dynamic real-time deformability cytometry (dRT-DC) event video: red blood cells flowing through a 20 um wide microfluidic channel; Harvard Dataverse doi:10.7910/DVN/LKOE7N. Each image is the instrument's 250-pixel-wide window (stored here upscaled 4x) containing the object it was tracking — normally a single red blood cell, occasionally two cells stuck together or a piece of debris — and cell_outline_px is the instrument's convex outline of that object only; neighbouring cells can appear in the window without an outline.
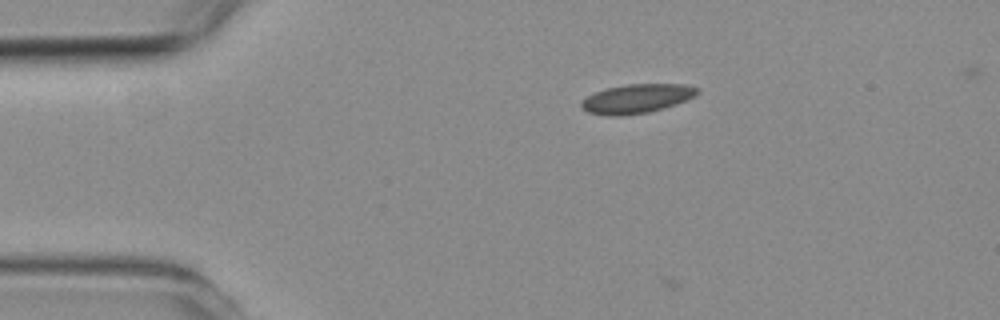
{"species": "common noctule bat (a hibernating species)", "species_latin": "Nyctalus noctula", "temperature_condition": "room temperature", "stored_images_in_passage": 4, "camera_frame_rate_fps": 3000, "um_per_image_px": 0.085, "animal": {"sex": "female", "body_mass_g": 19.3, "forearm_length_mm": 54.1}, "frame": {"image": 1, "passage_image": 1, "time_ms": 0.0, "image_size_px": [1000, 320], "cell_outline_px": [[700, 92], [696, 96], [648, 112], [620, 116], [608, 116], [588, 112], [580, 108], [580, 104], [588, 96], [596, 92], [608, 88], [628, 84], [684, 84], [700, 88]], "centroid_in_image_um": [54.12, 8.38], "position_along_channel_um": 30.9, "area_um2": 19.36}}